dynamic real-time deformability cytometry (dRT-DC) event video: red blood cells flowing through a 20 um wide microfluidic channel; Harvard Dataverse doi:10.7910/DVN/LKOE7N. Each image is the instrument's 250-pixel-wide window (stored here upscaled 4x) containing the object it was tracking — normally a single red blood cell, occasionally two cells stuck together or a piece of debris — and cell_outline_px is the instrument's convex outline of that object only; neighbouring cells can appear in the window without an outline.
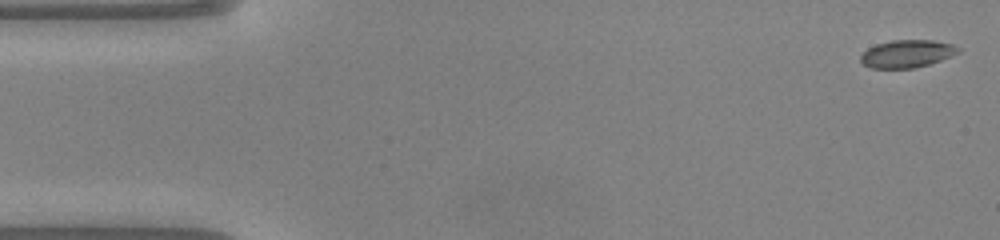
{"species": "common noctule bat (a hibernating species)", "species_latin": "Nyctalus noctula", "temperature_condition": "warm", "stored_images_in_passage": 48, "camera_frame_rate_fps": 3000, "um_per_image_px": 0.085, "animal": {"sex": "male", "body_mass_g": 20.0, "forearm_length_mm": 53.3}, "frame": {"image": 1, "passage_image": 1, "time_ms": 0.0, "image_size_px": [1000, 240], "cell_outline_px": [[960, 52], [940, 60], [928, 64], [912, 68], [872, 68], [864, 64], [860, 60], [860, 56], [868, 48], [876, 44], [892, 40], [932, 40], [952, 44], [960, 48]], "centroid_in_image_um": [77.09, 4.56], "position_along_channel_um": 7.9, "area_um2": 15.55}}
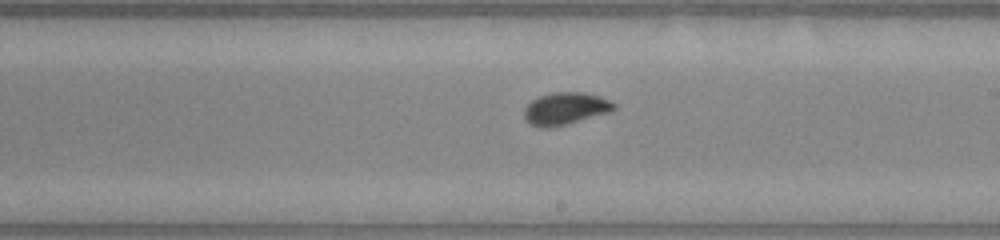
{"frame": {"image": 2, "passage_image": 27, "time_ms": 8.667, "image_size_px": [1000, 240], "cell_outline_px": [[616, 108], [608, 112], [564, 124], [548, 128], [540, 128], [532, 124], [524, 116], [524, 108], [532, 100], [540, 96], [552, 92], [584, 92], [600, 96], [616, 104]], "centroid_in_image_um": [48.05, 9.21], "position_along_channel_um": 241.0, "area_um2": 16.53}}
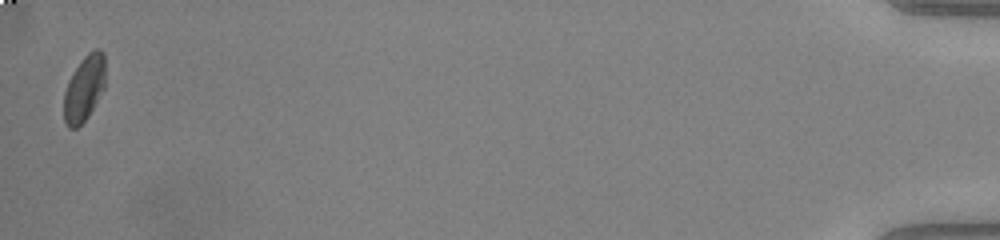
{"frame": {"image": 3, "passage_image": 48, "time_ms": 15.667, "image_size_px": [1000, 240], "cell_outline_px": [[104, 88], [88, 116], [76, 128], [68, 128], [64, 120], [64, 92], [68, 80], [80, 60], [88, 52], [96, 48], [100, 48], [104, 52]], "centroid_in_image_um": [7.14, 7.48], "position_along_channel_um": 428.1, "area_um2": 15.84}, "authors_computed_cell_mechanics": {"area_um2": 16.0684, "velocity_mm_per_s": 4.1063, "shape_relaxation_time_tau1_ms": 5.0384, "shape_relaxation_time_tau2_ms": null, "deformation_change_tau1": 0.1181, "deformation_change_tau2": null}}